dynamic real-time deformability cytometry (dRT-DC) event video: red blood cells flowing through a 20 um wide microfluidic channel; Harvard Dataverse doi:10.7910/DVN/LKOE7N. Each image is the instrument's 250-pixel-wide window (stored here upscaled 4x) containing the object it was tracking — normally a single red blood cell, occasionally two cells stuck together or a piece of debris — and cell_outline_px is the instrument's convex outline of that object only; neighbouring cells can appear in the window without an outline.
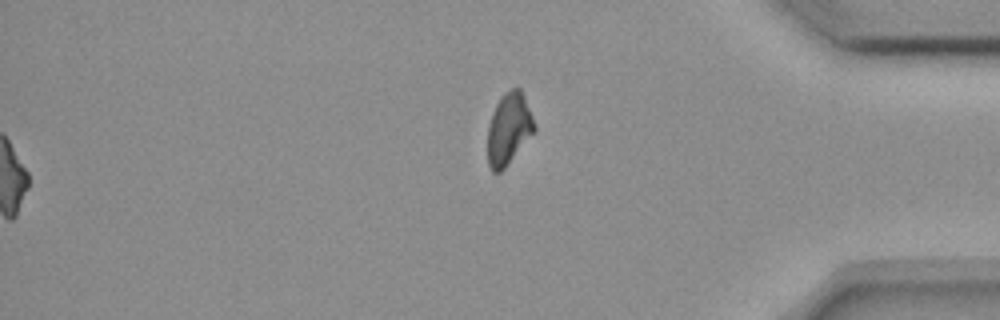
{"species": "common noctule bat (a hibernating species)", "species_latin": "Nyctalus noctula", "temperature_condition": "room temperature", "stored_images_in_passage": 39, "segment_of_instrument_passage": [2, 2], "camera_frame_rate_fps": 3000, "um_per_image_px": 0.085, "animal": {"sex": "female", "body_mass_g": 18.4}, "frame": {"image": 1, "passage_image": 39, "time_ms": 12.667, "image_size_px": [1000, 320], "cell_outline_px": [[536, 132], [504, 168], [500, 172], [492, 172], [488, 164], [488, 124], [492, 112], [496, 104], [504, 92], [512, 88], [520, 88], [524, 96], [532, 116], [536, 128]], "centroid_in_image_um": [43.25, 10.95], "position_along_channel_um": 392.0, "area_um2": 19.59}}